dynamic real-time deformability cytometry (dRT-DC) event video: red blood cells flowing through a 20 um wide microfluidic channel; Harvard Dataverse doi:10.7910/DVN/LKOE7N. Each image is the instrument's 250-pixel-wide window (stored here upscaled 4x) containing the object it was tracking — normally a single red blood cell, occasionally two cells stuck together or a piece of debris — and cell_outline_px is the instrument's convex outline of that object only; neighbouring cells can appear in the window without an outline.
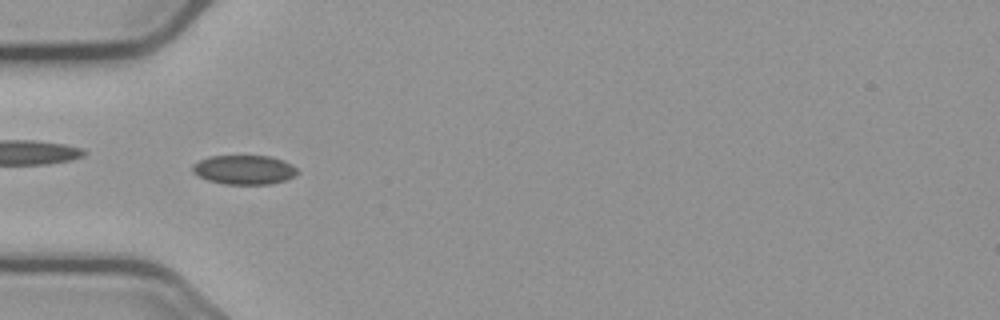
{"species": "common noctule bat (a hibernating species)", "species_latin": "Nyctalus noctula", "temperature_condition": "cold", "stored_images_in_passage": 55, "camera_frame_rate_fps": 3000, "um_per_image_px": 0.085, "animal": {"sex": "male", "body_mass_g": 23.1, "forearm_length_mm": 52.7}, "frame": {"image": 1, "passage_image": 17, "time_ms": 5.333, "image_size_px": [1000, 320], "cell_outline_px": [[300, 172], [284, 180], [268, 184], [224, 184], [208, 180], [192, 172], [192, 164], [208, 156], [272, 156], [284, 160], [292, 164]], "centroid_in_image_um": [20.75, 14.42], "position_along_channel_um": 64.2, "area_um2": 17.86}}
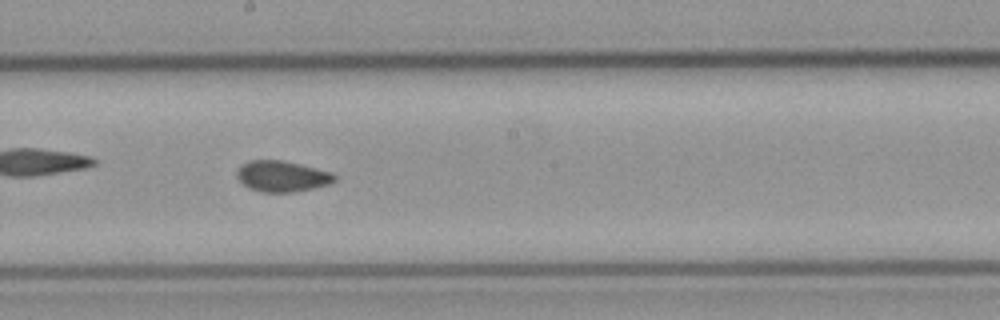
{"frame": {"image": 2, "passage_image": 30, "time_ms": 9.667, "image_size_px": [1000, 320], "cell_outline_px": [[336, 180], [328, 184], [312, 188], [292, 192], [260, 192], [248, 188], [236, 176], [236, 172], [248, 160], [280, 160], [300, 164], [332, 172], [336, 176]], "centroid_in_image_um": [23.97, 14.98], "position_along_channel_um": 224.2, "area_um2": 17.46}}
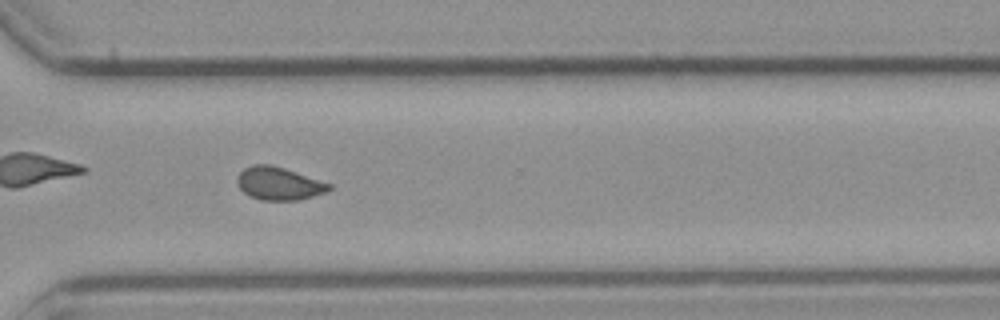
{"frame": {"image": 3, "passage_image": 40, "time_ms": 13.0, "image_size_px": [1000, 320], "cell_outline_px": [[332, 188], [324, 192], [300, 200], [260, 200], [248, 196], [236, 184], [236, 176], [244, 168], [252, 164], [272, 164], [332, 184]], "centroid_in_image_um": [23.66, 15.59], "position_along_channel_um": 346.9, "area_um2": 17.74}, "authors_computed_cell_mechanics": {"area_um2": 17.6868, "velocity_mm_per_s": 3.6945, "shape_relaxation_time_tau1_ms": null, "shape_relaxation_time_tau2_ms": 1.5094, "deformation_change_tau1": null, "deformation_change_tau2": 0.0588}}